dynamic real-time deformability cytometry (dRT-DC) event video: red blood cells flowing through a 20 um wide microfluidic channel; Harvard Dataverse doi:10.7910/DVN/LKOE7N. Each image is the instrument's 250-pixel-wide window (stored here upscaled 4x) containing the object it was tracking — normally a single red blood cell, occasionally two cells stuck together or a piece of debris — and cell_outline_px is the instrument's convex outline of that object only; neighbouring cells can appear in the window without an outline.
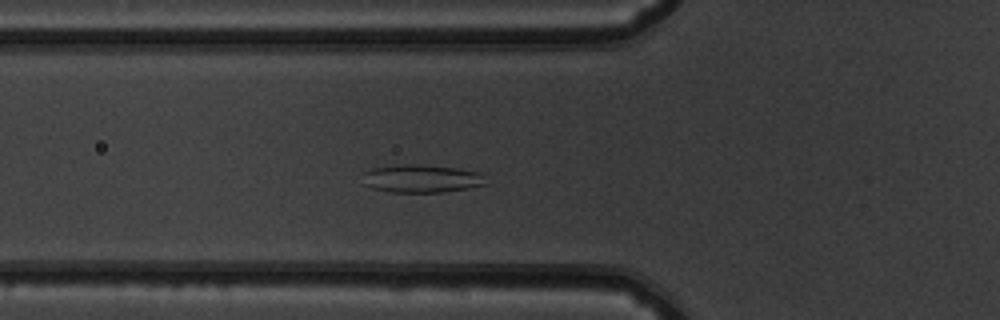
{"species": "common noctule bat (a hibernating species)", "species_latin": "Nyctalus noctula", "temperature_condition": "warm", "stored_images_in_passage": 47, "camera_frame_rate_fps": 3000, "um_per_image_px": 0.085, "animal": {"sex": "male", "body_mass_g": 19.5, "forearm_length_mm": 54.6}, "frame": {"image": 1, "passage_image": 12, "time_ms": 3.667, "image_size_px": [1000, 320], "cell_outline_px": [[488, 184], [468, 188], [440, 192], [392, 192], [372, 188], [364, 184], [360, 172], [372, 168], [408, 164], [412, 164], [460, 168], [484, 172]], "centroid_in_image_um": [35.86, 15.17], "position_along_channel_um": 89.9, "area_um2": 20.4}}
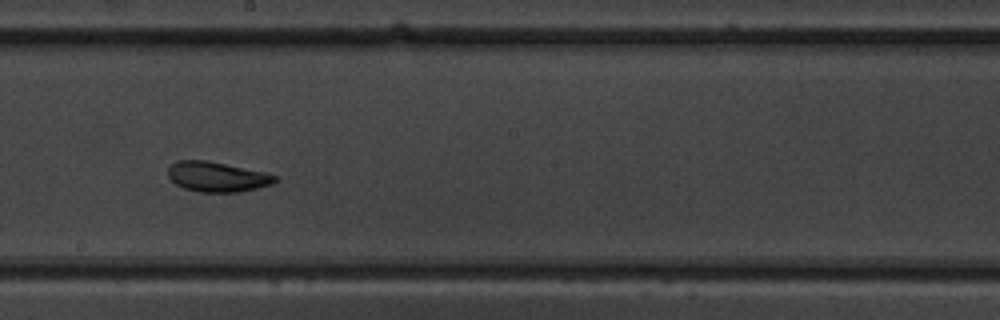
{"frame": {"image": 2, "passage_image": 23, "time_ms": 7.333, "image_size_px": [1000, 320], "cell_outline_px": [[280, 180], [272, 184], [260, 188], [240, 192], [200, 192], [184, 188], [176, 184], [168, 176], [168, 168], [176, 160], [208, 160], [264, 172], [276, 176]], "centroid_in_image_um": [18.48, 15.03], "position_along_channel_um": 229.7, "area_um2": 18.84}}
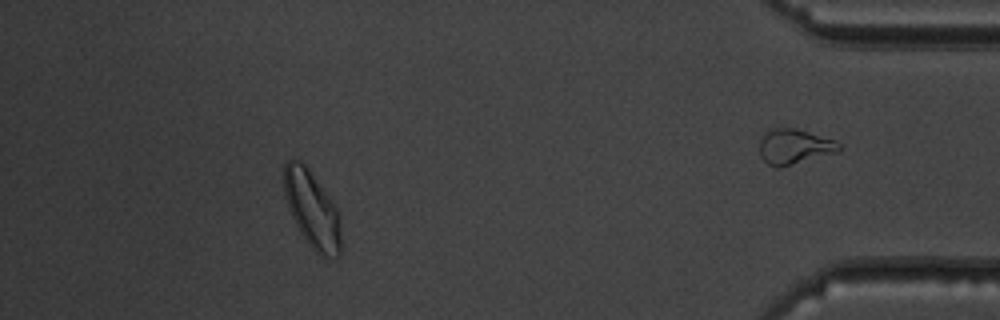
{"frame": {"image": 3, "passage_image": 41, "time_ms": 13.333, "image_size_px": [1000, 320], "cell_outline_px": [[340, 256], [320, 256], [308, 244], [300, 232], [288, 208], [284, 196], [284, 164], [288, 160], [300, 160], [308, 168], [336, 208], [340, 216]], "centroid_in_image_um": [26.51, 17.81], "position_along_channel_um": 408.7, "area_um2": 25.14}, "authors_computed_cell_mechanics": {"area_um2": 20.9236, "velocity_mm_per_s": 3.8118, "shape_relaxation_time_tau1_ms": 3.4533, "shape_relaxation_time_tau2_ms": 2.7393, "deformation_change_tau1": 0.0881, "deformation_change_tau2": 0.0802}}